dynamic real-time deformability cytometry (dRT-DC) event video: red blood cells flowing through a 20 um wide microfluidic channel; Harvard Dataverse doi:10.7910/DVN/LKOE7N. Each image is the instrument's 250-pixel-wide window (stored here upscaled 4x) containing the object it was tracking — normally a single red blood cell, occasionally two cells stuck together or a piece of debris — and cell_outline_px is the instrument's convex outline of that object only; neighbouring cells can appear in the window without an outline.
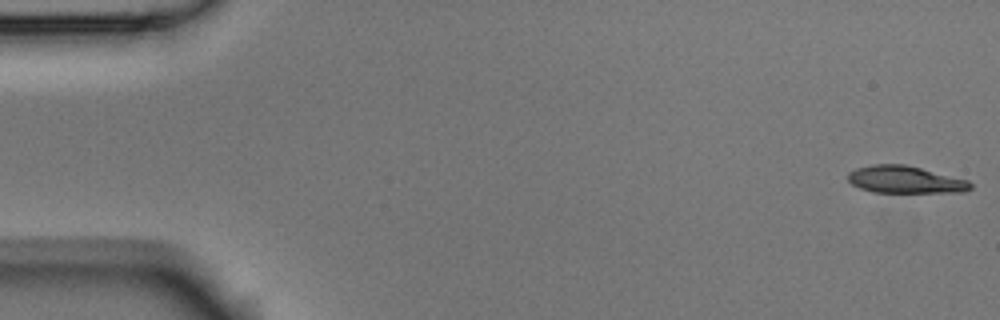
{"species": "Egyptian fruit bat (a non-hibernating species)", "species_latin": "Rousettus aegyptiacus", "temperature_condition": "room temperature", "stored_images_in_passage": 5, "camera_frame_rate_fps": 3000, "um_per_image_px": 0.085, "animal": {"sex": "male"}, "frame": {"image": 1, "passage_image": 1, "time_ms": 0.0, "image_size_px": [1000, 320], "cell_outline_px": [[972, 188], [964, 192], [872, 192], [860, 188], [852, 184], [848, 180], [848, 172], [856, 168], [872, 164], [904, 164], [968, 180], [972, 184]], "centroid_in_image_um": [76.92, 15.27], "position_along_channel_um": 8.1, "area_um2": 19.36}}
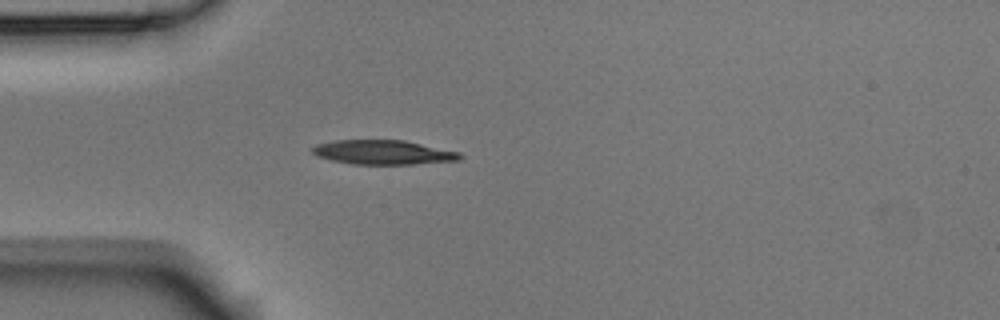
{"frame": {"image": 2, "passage_image": 5, "time_ms": 1.333, "image_size_px": [1000, 320], "cell_outline_px": [[464, 156], [460, 160], [412, 164], [352, 164], [332, 160], [316, 156], [308, 148], [316, 144], [336, 140], [404, 140], [460, 152]], "centroid_in_image_um": [32.55, 12.94], "position_along_channel_um": 52.5, "area_um2": 21.04}}